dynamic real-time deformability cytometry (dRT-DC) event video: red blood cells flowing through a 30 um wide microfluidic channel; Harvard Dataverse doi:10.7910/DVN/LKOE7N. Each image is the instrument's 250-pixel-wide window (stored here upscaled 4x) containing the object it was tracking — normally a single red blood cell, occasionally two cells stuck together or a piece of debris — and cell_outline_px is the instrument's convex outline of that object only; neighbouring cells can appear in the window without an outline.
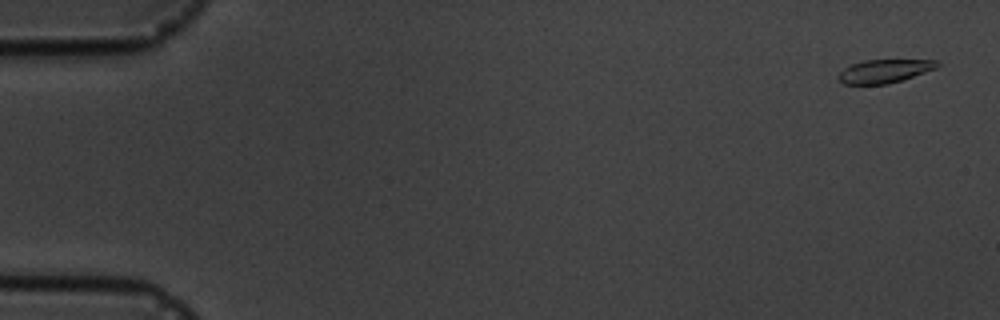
{"species": "common noctule bat (a hibernating species)", "species_latin": "Nyctalus noctula", "temperature_condition": "cold", "stored_images_in_passage": 6, "camera_frame_rate_fps": 3000, "um_per_image_px": 0.085, "animal": {"sex": "male", "body_mass_g": 19.5, "forearm_length_mm": 54.6}, "frame": {"image": 1, "passage_image": 1, "time_ms": 0.0, "image_size_px": [1000, 320], "cell_outline_px": [[940, 64], [936, 68], [888, 84], [844, 84], [836, 76], [844, 68], [852, 64], [864, 60], [936, 60]], "centroid_in_image_um": [75.14, 6.04], "position_along_channel_um": 9.9, "area_um2": 13.24}}
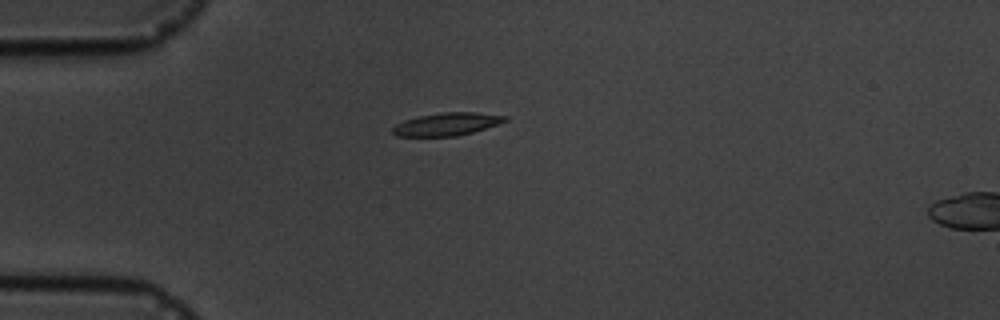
{"frame": {"image": 2, "passage_image": 5, "time_ms": 4.333, "image_size_px": [1000, 320], "cell_outline_px": [[508, 120], [472, 132], [456, 136], [396, 136], [392, 132], [392, 128], [396, 124], [404, 120], [420, 116], [444, 112], [476, 112], [508, 116]], "centroid_in_image_um": [37.96, 10.55], "position_along_channel_um": 47.0, "area_um2": 14.74}}